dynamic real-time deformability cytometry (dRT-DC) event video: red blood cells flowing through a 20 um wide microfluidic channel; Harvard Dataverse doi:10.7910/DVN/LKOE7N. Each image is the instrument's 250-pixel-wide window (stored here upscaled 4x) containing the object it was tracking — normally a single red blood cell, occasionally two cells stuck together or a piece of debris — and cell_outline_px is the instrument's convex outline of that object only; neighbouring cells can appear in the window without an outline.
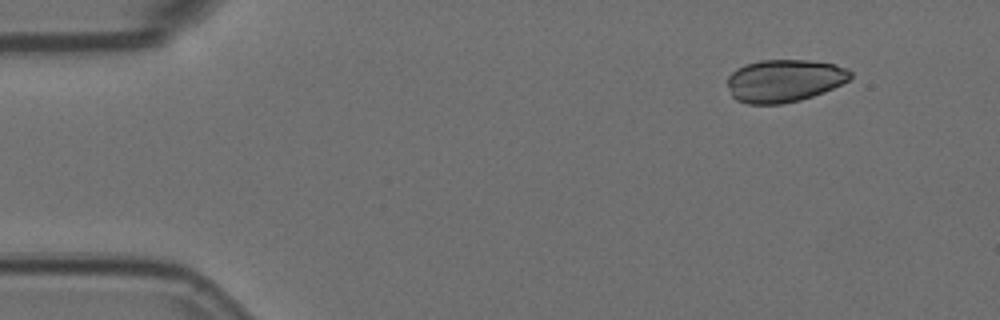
{"species": "Egyptian fruit bat (a non-hibernating species)", "species_latin": "Rousettus aegyptiacus", "temperature_condition": "room temperature", "stored_images_in_passage": 4, "camera_frame_rate_fps": 3000, "um_per_image_px": 0.085, "animal": {"sex": "female"}, "frame": {"image": 1, "passage_image": 1, "time_ms": 0.0, "image_size_px": [1000, 320], "cell_outline_px": [[852, 76], [848, 80], [824, 92], [800, 100], [780, 104], [748, 104], [736, 100], [732, 96], [728, 84], [728, 76], [736, 68], [744, 64], [760, 60], [808, 60], [836, 64], [848, 68], [852, 72]], "centroid_in_image_um": [66.66, 6.85], "position_along_channel_um": 18.3, "area_um2": 30.63}}